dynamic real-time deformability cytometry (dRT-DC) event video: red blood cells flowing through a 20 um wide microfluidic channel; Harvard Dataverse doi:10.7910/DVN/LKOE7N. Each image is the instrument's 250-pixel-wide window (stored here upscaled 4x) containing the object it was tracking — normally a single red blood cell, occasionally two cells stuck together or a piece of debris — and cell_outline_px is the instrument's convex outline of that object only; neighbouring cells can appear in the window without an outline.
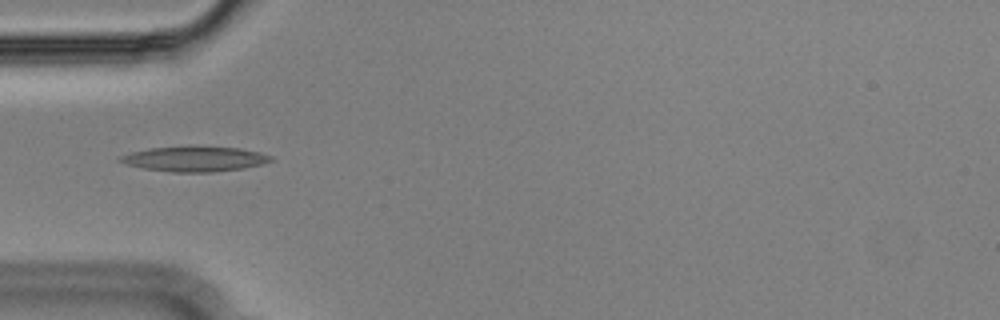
{"species": "Egyptian fruit bat (a non-hibernating species)", "species_latin": "Rousettus aegyptiacus", "temperature_condition": "cold", "stored_images_in_passage": 55, "camera_frame_rate_fps": 3000, "um_per_image_px": 0.085, "animal": {"sex": "male"}, "frame": {"image": 1, "passage_image": 17, "time_ms": 5.333, "image_size_px": [1000, 320], "cell_outline_px": [[272, 160], [260, 164], [244, 168], [212, 172], [172, 172], [144, 168], [128, 164], [116, 160], [120, 156], [132, 152], [148, 148], [188, 144], [240, 148], [260, 152], [272, 156]], "centroid_in_image_um": [16.53, 13.47], "position_along_channel_um": 68.5, "area_um2": 22.54}}
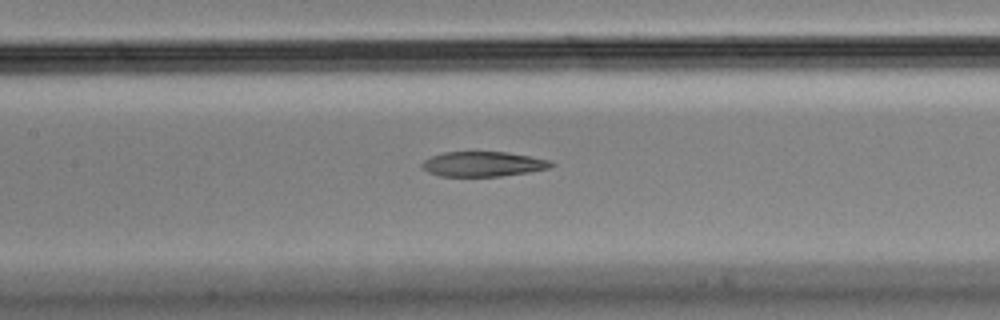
{"frame": {"image": 2, "passage_image": 25, "time_ms": 8.0, "image_size_px": [1000, 320], "cell_outline_px": [[556, 164], [548, 168], [528, 172], [500, 176], [440, 176], [428, 172], [420, 164], [424, 160], [432, 156], [444, 152], [504, 152], [552, 160]], "centroid_in_image_um": [41.07, 13.94], "position_along_channel_um": 166.3, "area_um2": 18.61}}
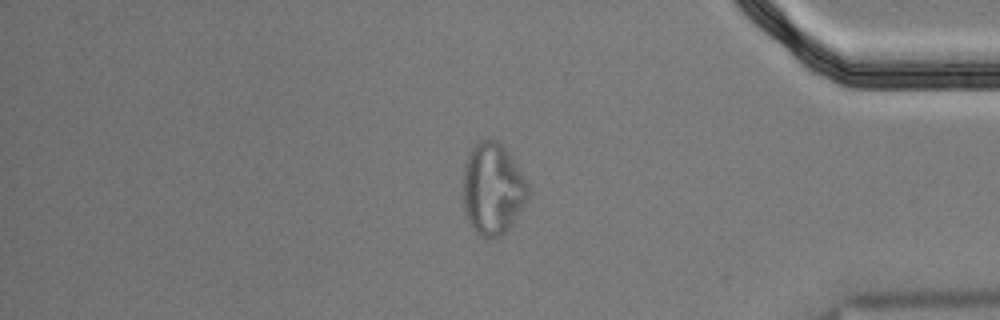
{"frame": {"image": 3, "passage_image": 46, "time_ms": 15.0, "image_size_px": [1000, 320], "cell_outline_px": [[532, 192], [528, 200], [512, 224], [500, 236], [492, 240], [488, 240], [480, 236], [468, 224], [464, 212], [464, 164], [468, 152], [472, 144], [476, 140], [496, 140], [512, 156], [528, 184]], "centroid_in_image_um": [41.88, 16.07], "position_along_channel_um": 393.3, "area_um2": 35.43}, "authors_computed_cell_mechanics": {"area_um2": 21.2704, "velocity_mm_per_s": 3.6268, "shape_relaxation_time_tau1_ms": null, "shape_relaxation_time_tau2_ms": 2.9304, "deformation_change_tau1": null, "deformation_change_tau2": 0.0948}}